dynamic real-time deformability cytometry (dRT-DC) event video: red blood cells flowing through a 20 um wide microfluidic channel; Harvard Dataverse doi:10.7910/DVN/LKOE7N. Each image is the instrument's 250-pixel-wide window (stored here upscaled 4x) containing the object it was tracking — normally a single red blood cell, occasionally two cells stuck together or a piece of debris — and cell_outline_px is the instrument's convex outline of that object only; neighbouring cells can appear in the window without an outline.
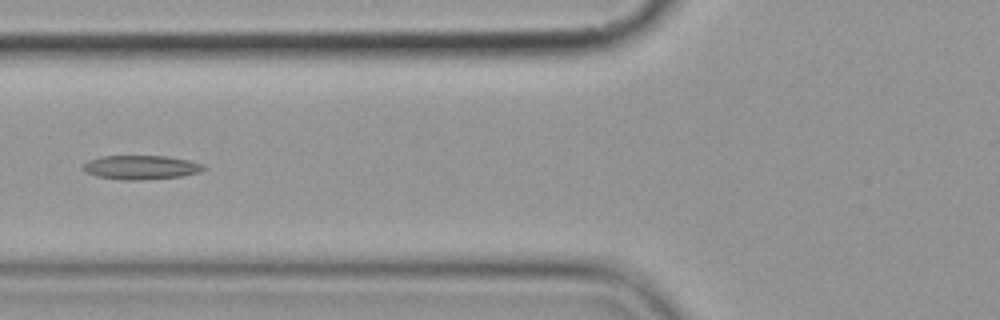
{"species": "common noctule bat (a hibernating species)", "species_latin": "Nyctalus noctula", "temperature_condition": "cold", "stored_images_in_passage": 7, "camera_frame_rate_fps": 3000, "um_per_image_px": 0.085, "animal": {"sex": "female", "body_mass_g": 19.9}, "frame": {"image": 1, "passage_image": 7, "time_ms": 7.0, "image_size_px": [1000, 320], "cell_outline_px": [[208, 168], [200, 172], [180, 176], [136, 180], [124, 180], [96, 176], [80, 168], [88, 160], [100, 156], [164, 156], [192, 160], [204, 164]], "centroid_in_image_um": [12.01, 14.21], "position_along_channel_um": 113.8, "area_um2": 16.94}}